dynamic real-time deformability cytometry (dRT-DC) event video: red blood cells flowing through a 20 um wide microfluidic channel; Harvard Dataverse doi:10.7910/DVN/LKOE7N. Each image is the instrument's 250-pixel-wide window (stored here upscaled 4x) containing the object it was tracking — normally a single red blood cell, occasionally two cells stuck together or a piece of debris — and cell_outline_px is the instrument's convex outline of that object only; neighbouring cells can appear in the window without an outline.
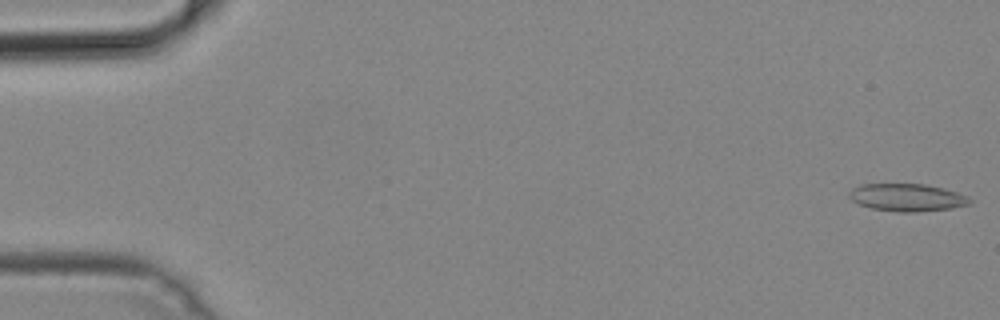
{"species": "common noctule bat (a hibernating species)", "species_latin": "Nyctalus noctula", "temperature_condition": "cold", "stored_images_in_passage": 50, "camera_frame_rate_fps": 3000, "um_per_image_px": 0.085, "animal": {"sex": "male", "body_mass_g": 19.2, "forearm_length_mm": 51.8}, "frame": {"image": 1, "passage_image": 1, "time_ms": 0.0, "image_size_px": [1000, 320], "cell_outline_px": [[972, 204], [952, 208], [916, 212], [896, 212], [872, 208], [860, 204], [852, 200], [848, 196], [852, 188], [860, 184], [924, 184], [944, 188], [968, 196], [972, 200]], "centroid_in_image_um": [77.13, 16.78], "position_along_channel_um": 7.9, "area_um2": 19.42}}
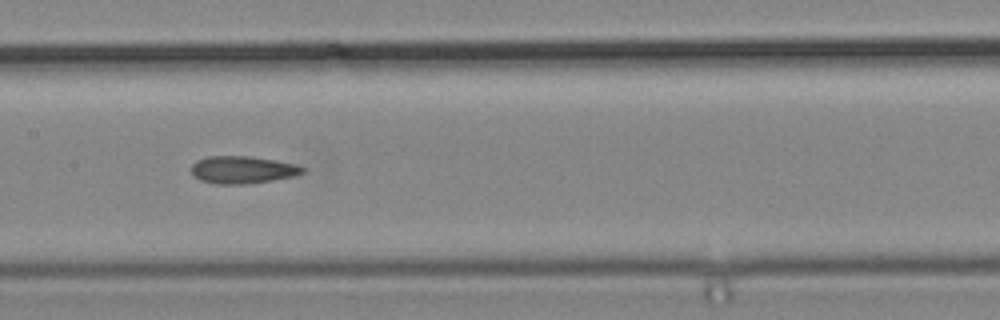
{"frame": {"image": 2, "passage_image": 25, "time_ms": 8.0, "image_size_px": [1000, 320], "cell_outline_px": [[308, 168], [304, 172], [296, 176], [272, 180], [244, 184], [216, 184], [200, 180], [192, 176], [192, 164], [196, 160], [208, 156], [248, 156], [276, 160], [296, 164]], "centroid_in_image_um": [20.63, 14.43], "position_along_channel_um": 186.8, "area_um2": 17.98}}
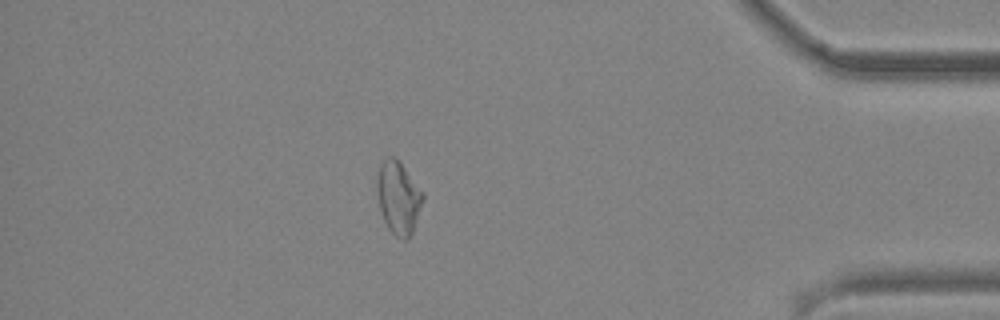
{"frame": {"image": 3, "passage_image": 44, "time_ms": 14.333, "image_size_px": [1000, 320], "cell_outline_px": [[424, 200], [412, 232], [408, 240], [404, 240], [396, 236], [388, 228], [384, 220], [380, 208], [376, 188], [376, 180], [380, 164], [388, 156], [396, 156], [400, 160], [424, 192]], "centroid_in_image_um": [33.88, 16.76], "position_along_channel_um": 401.3, "area_um2": 19.71}}